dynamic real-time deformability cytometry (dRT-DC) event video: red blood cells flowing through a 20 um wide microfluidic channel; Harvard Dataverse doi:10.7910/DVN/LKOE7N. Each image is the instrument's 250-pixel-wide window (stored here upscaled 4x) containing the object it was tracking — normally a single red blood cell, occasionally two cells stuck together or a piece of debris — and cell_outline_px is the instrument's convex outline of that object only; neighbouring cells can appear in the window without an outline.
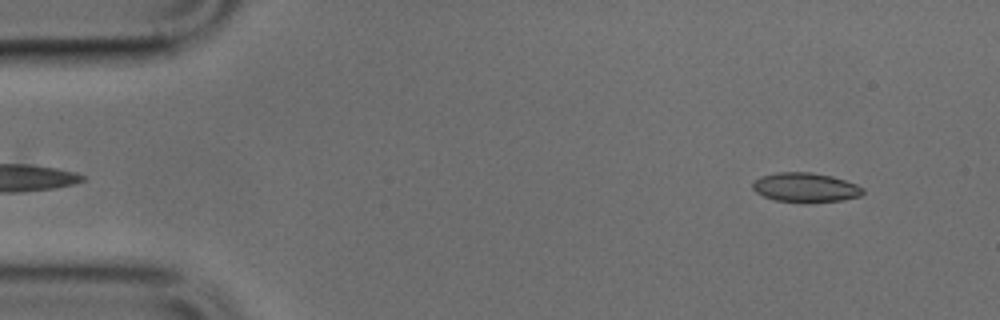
{"species": "common noctule bat (a hibernating species)", "species_latin": "Nyctalus noctula", "temperature_condition": "cold", "stored_images_in_passage": 46, "camera_frame_rate_fps": 3000, "um_per_image_px": 0.085, "animal": {"sex": "male", "body_mass_g": 17.9, "forearm_length_mm": 54.2}, "frame": {"image": 1, "passage_image": 5, "time_ms": 1.333, "image_size_px": [1000, 320], "cell_outline_px": [[864, 192], [860, 196], [840, 200], [776, 200], [764, 196], [756, 192], [752, 188], [752, 184], [760, 176], [776, 172], [812, 172], [832, 176], [856, 184], [864, 188]], "centroid_in_image_um": [68.45, 15.88], "position_along_channel_um": 16.5, "area_um2": 18.21}}
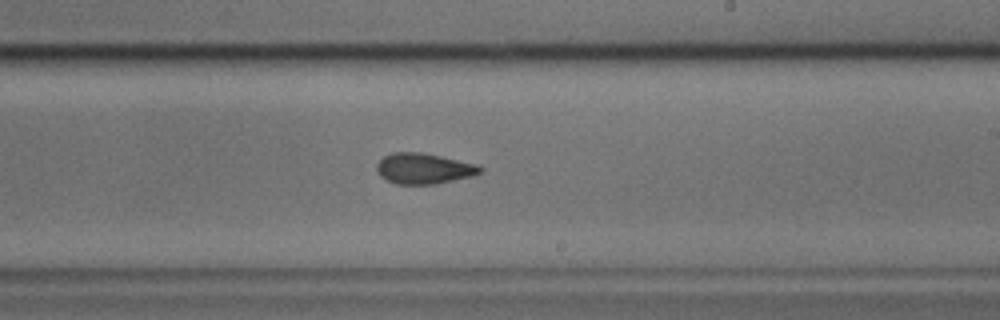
{"frame": {"image": 2, "passage_image": 29, "time_ms": 9.333, "image_size_px": [1000, 320], "cell_outline_px": [[484, 168], [480, 172], [472, 176], [436, 184], [396, 184], [380, 176], [376, 168], [376, 164], [384, 156], [392, 152], [420, 152], [440, 156], [476, 164]], "centroid_in_image_um": [36.0, 14.32], "position_along_channel_um": 253.0, "area_um2": 18.38}}
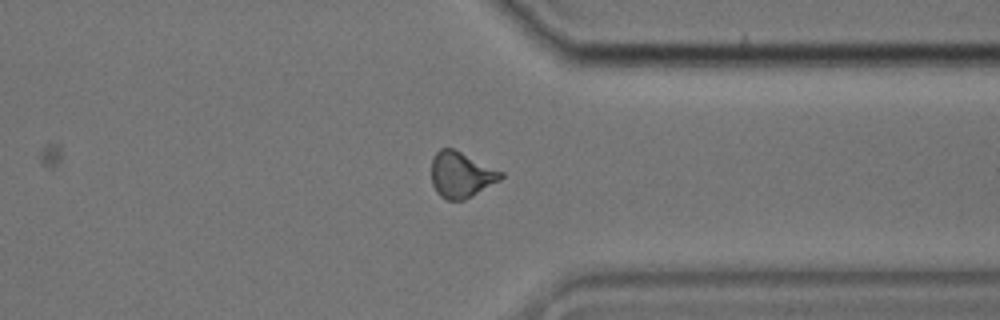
{"frame": {"image": 3, "passage_image": 38, "time_ms": 12.333, "image_size_px": [1000, 320], "cell_outline_px": [[504, 176], [500, 180], [472, 196], [464, 200], [448, 200], [440, 196], [436, 192], [432, 184], [432, 156], [440, 148], [452, 148], [504, 172]], "centroid_in_image_um": [39.19, 14.85], "position_along_channel_um": 372.2, "area_um2": 18.5}}